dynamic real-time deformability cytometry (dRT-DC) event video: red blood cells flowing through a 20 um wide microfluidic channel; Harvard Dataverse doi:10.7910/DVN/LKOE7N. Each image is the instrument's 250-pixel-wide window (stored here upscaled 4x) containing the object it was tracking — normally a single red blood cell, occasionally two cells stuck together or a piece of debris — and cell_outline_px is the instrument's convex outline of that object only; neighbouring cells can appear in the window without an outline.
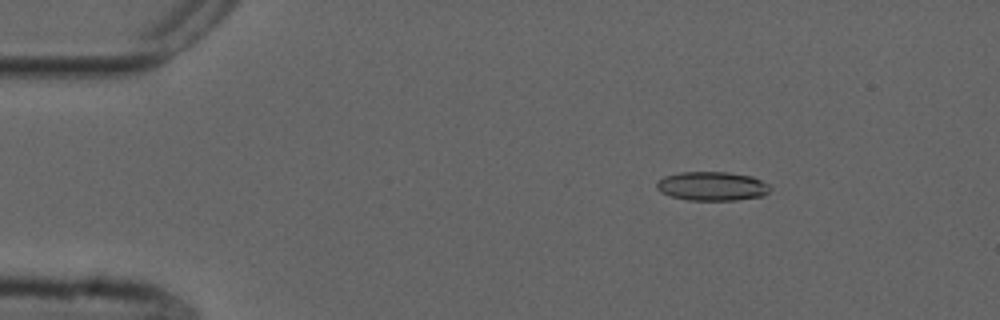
{"species": "common noctule bat (a hibernating species)", "species_latin": "Nyctalus noctula", "temperature_condition": "cold", "stored_images_in_passage": 47, "camera_frame_rate_fps": 3000, "um_per_image_px": 0.085, "animal": {"sex": "male", "forearm_length_mm": 52.5}, "frame": {"image": 1, "passage_image": 1, "time_ms": 0.0, "image_size_px": [1000, 320], "cell_outline_px": [[772, 188], [764, 196], [736, 200], [688, 200], [672, 196], [660, 192], [656, 188], [656, 184], [664, 176], [680, 172], [728, 172], [752, 176], [768, 184]], "centroid_in_image_um": [60.54, 15.82], "position_along_channel_um": 24.5, "area_um2": 19.19}}
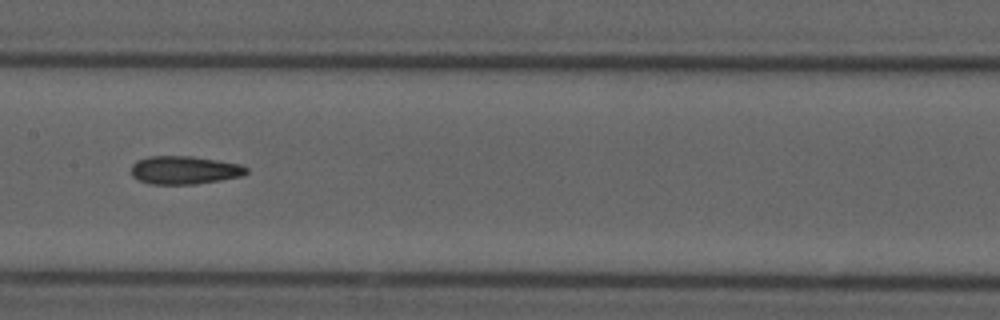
{"frame": {"image": 2, "passage_image": 20, "time_ms": 6.333, "image_size_px": [1000, 320], "cell_outline_px": [[248, 172], [244, 176], [196, 184], [148, 184], [132, 176], [132, 164], [136, 160], [148, 156], [192, 156], [240, 164], [248, 168]], "centroid_in_image_um": [15.68, 14.46], "position_along_channel_um": 191.7, "area_um2": 19.02}}
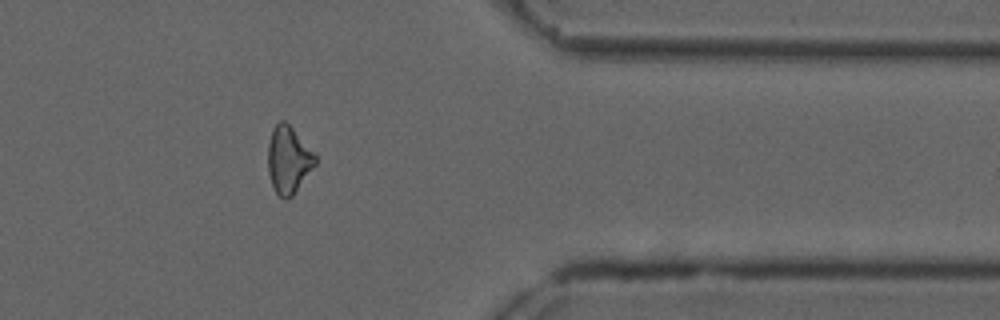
{"frame": {"image": 3, "passage_image": 37, "time_ms": 12.0, "image_size_px": [1000, 320], "cell_outline_px": [[316, 164], [292, 196], [288, 200], [284, 200], [276, 192], [272, 184], [268, 172], [268, 144], [272, 128], [280, 120], [284, 120], [316, 152]], "centroid_in_image_um": [24.53, 13.57], "position_along_channel_um": 386.9, "area_um2": 18.61}, "authors_computed_cell_mechanics": {"area_um2": 18.785, "velocity_mm_per_s": 3.7469, "shape_relaxation_time_tau1_ms": null, "shape_relaxation_time_tau2_ms": 2.7045, "deformation_change_tau1": null, "deformation_change_tau2": 0.1119}}